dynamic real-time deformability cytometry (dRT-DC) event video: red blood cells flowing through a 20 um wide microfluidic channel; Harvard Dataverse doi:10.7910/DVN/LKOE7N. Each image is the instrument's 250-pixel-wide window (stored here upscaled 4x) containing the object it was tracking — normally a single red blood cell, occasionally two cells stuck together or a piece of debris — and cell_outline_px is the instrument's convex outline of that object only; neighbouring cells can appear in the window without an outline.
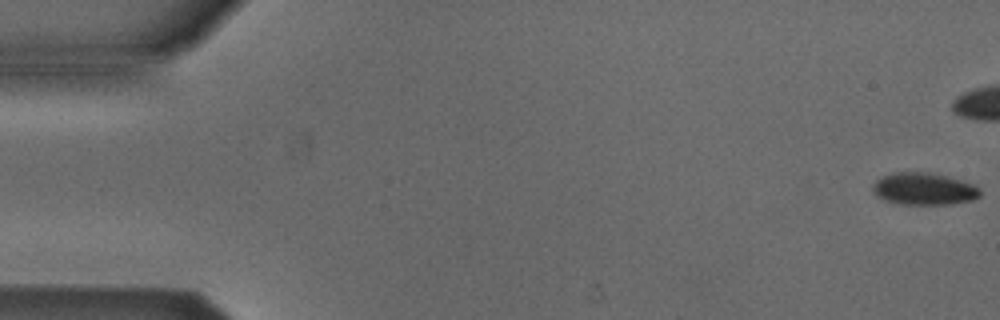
{"species": "Egyptian fruit bat (a non-hibernating species)", "species_latin": "Rousettus aegyptiacus", "temperature_condition": "cold", "stored_images_in_passage": 7, "camera_frame_rate_fps": 3000, "um_per_image_px": 0.085, "animal": {"sex": "male"}, "frame": {"image": 1, "passage_image": 1, "time_ms": 0.0, "image_size_px": [1000, 320], "cell_outline_px": [[980, 196], [972, 200], [952, 204], [900, 204], [884, 200], [876, 196], [872, 192], [872, 184], [876, 180], [892, 172], [928, 172], [960, 180], [972, 184], [980, 188]], "centroid_in_image_um": [78.5, 16.06], "position_along_channel_um": 6.5, "area_um2": 20.11}}
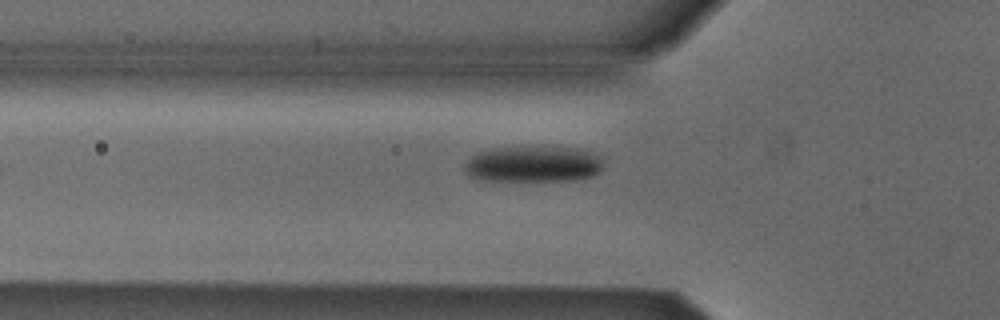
{"frame": {"image": 2, "passage_image": 7, "time_ms": 2.0, "image_size_px": [1000, 320], "cell_outline_px": [[600, 172], [592, 176], [572, 180], [480, 180], [468, 176], [464, 172], [464, 164], [472, 156], [480, 152], [492, 148], [544, 144], [580, 148], [596, 156], [600, 160]], "centroid_in_image_um": [45.27, 13.9], "position_along_channel_um": 80.5, "area_um2": 29.77}}